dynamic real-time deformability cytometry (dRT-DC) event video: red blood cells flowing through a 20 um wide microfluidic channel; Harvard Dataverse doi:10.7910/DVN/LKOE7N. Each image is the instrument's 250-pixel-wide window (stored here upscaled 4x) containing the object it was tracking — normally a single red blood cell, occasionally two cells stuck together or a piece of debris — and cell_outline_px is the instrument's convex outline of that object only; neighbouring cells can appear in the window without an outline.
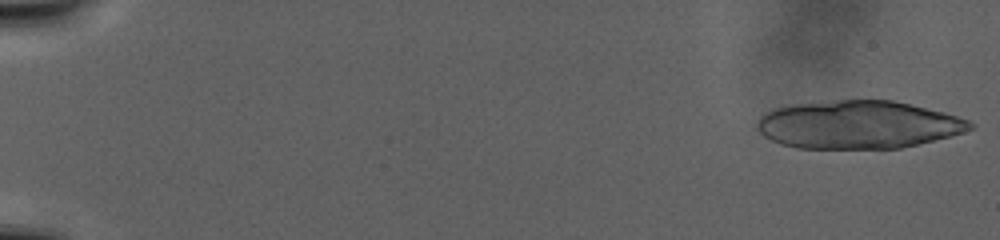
{"species": "human", "species_latin": "Homo sapiens", "temperature_condition": "warm", "stored_images_in_passage": 43, "camera_frame_rate_fps": 3000, "um_per_image_px": 0.085, "donor": {"sex": "male"}, "frame": {"image": 1, "passage_image": 2, "time_ms": 0.333, "image_size_px": [1000, 240], "cell_outline_px": [[976, 124], [972, 128], [964, 132], [900, 148], [796, 148], [780, 144], [764, 136], [760, 132], [756, 124], [760, 116], [764, 112], [776, 108], [792, 104], [836, 100], [892, 100], [944, 112], [968, 120]], "centroid_in_image_um": [72.91, 10.59], "position_along_channel_um": 12.1, "area_um2": 59.3}}
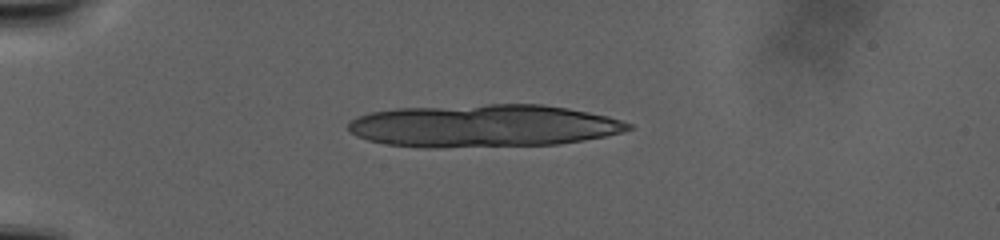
{"frame": {"image": 2, "passage_image": 30, "time_ms": 9.667, "image_size_px": [1000, 240], "cell_outline_px": [[632, 128], [624, 132], [584, 140], [560, 144], [436, 148], [424, 148], [388, 144], [368, 140], [356, 136], [348, 132], [348, 124], [352, 120], [368, 112], [396, 108], [488, 104], [544, 104], [568, 108], [608, 116], [632, 124]], "centroid_in_image_um": [41.08, 10.69], "position_along_channel_um": 43.9, "area_um2": 70.0}}